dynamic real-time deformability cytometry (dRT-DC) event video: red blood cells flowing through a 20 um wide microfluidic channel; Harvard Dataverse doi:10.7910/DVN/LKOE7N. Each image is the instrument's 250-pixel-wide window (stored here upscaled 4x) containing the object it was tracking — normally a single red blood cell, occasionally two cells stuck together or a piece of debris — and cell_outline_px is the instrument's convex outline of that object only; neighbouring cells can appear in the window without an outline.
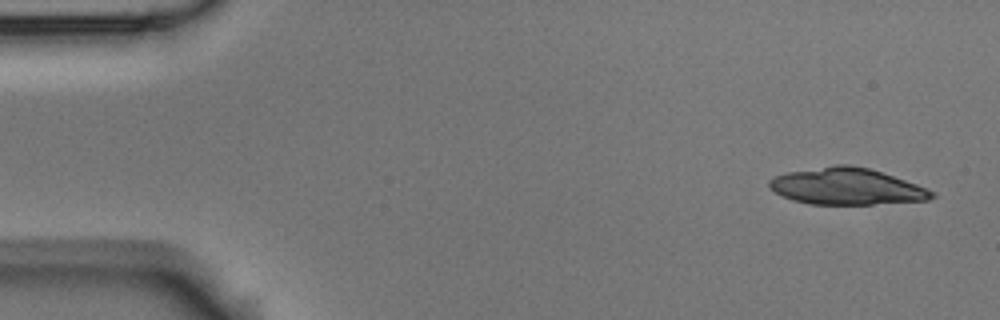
{"species": "Egyptian fruit bat (a non-hibernating species)", "species_latin": "Rousettus aegyptiacus", "temperature_condition": "room temperature", "stored_images_in_passage": 5, "camera_frame_rate_fps": 3000, "um_per_image_px": 0.085, "animal": {"sex": "male"}, "frame": {"image": 1, "passage_image": 1, "time_ms": 0.0, "image_size_px": [1000, 320], "cell_outline_px": [[936, 196], [928, 200], [872, 204], [808, 204], [792, 200], [780, 196], [768, 184], [768, 180], [776, 176], [788, 172], [836, 164], [852, 164], [868, 168], [916, 184], [936, 192]], "centroid_in_image_um": [71.96, 15.85], "position_along_channel_um": 13.0, "area_um2": 34.51}}